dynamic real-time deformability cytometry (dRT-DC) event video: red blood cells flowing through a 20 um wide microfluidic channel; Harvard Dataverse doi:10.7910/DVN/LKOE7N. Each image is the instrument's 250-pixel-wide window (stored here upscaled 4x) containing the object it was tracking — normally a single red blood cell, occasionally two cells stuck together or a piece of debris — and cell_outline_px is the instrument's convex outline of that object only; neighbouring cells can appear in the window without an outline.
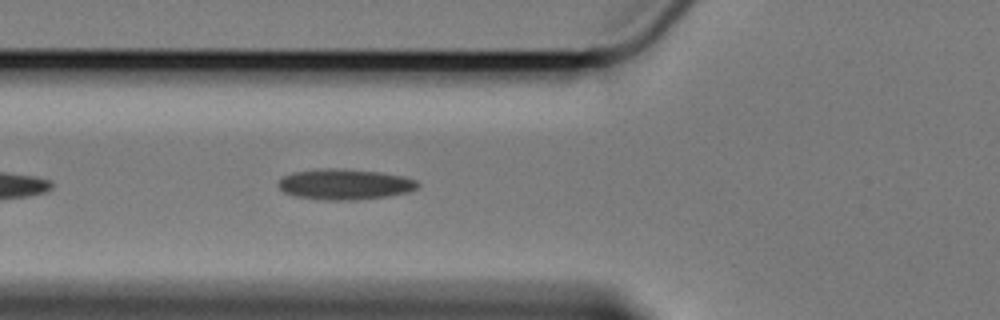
{"species": "Egyptian fruit bat (a non-hibernating species)", "species_latin": "Rousettus aegyptiacus", "temperature_condition": "cold", "stored_images_in_passage": 39, "camera_frame_rate_fps": 3000, "um_per_image_px": 0.085, "animal": {"sex": "female"}, "frame": {"image": 1, "passage_image": 6, "time_ms": 1.667, "image_size_px": [1000, 320], "cell_outline_px": [[420, 188], [408, 192], [388, 196], [352, 200], [320, 200], [292, 196], [284, 192], [276, 184], [284, 176], [292, 172], [316, 168], [340, 168], [380, 172], [404, 176], [416, 180], [420, 184]], "centroid_in_image_um": [29.3, 15.66], "position_along_channel_um": 96.5, "area_um2": 25.32}, "authors_computed_cell_mechanics": {"area_um2": 20.2878, "velocity_mm_per_s": 3.3981, "shape_relaxation_time_tau1_ms": 3.0498, "shape_relaxation_time_tau2_ms": 6.3667, "deformation_change_tau1": 0.1168, "deformation_change_tau2": 0.1045}}